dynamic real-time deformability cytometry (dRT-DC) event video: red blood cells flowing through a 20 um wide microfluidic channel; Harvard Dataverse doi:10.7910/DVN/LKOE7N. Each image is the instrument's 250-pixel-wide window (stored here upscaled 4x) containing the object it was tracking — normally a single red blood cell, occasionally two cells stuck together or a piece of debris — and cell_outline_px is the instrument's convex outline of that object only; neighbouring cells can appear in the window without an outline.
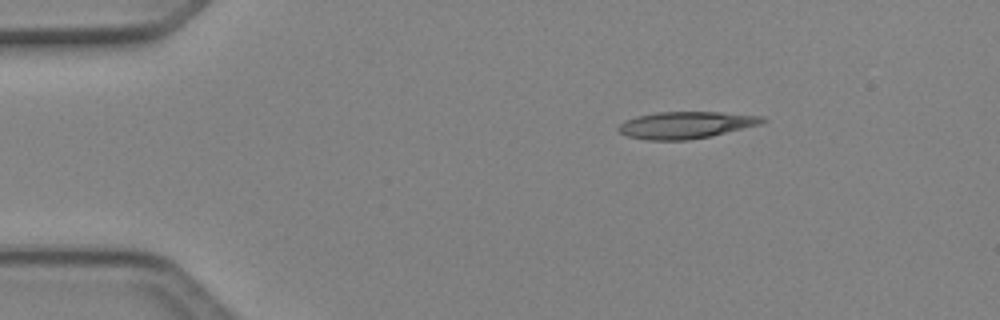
{"species": "Egyptian fruit bat (a non-hibernating species)", "species_latin": "Rousettus aegyptiacus", "temperature_condition": "cold", "stored_images_in_passage": 3, "camera_frame_rate_fps": 3000, "um_per_image_px": 0.085, "animal": {"sex": "female"}, "frame": {"image": 1, "passage_image": 1, "time_ms": 0.0, "image_size_px": [1000, 320], "cell_outline_px": [[768, 120], [760, 124], [712, 136], [688, 140], [648, 140], [628, 136], [620, 132], [616, 128], [624, 120], [636, 116], [656, 112], [720, 112], [764, 116]], "centroid_in_image_um": [58.3, 10.62], "position_along_channel_um": 26.7, "area_um2": 22.66}}
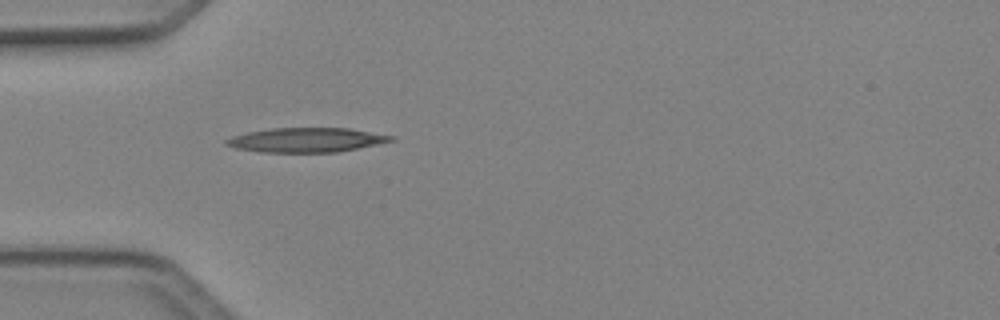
{"frame": {"image": 2, "passage_image": 3, "time_ms": 0.667, "image_size_px": [1000, 320], "cell_outline_px": [[396, 140], [336, 152], [260, 152], [236, 148], [224, 144], [224, 140], [232, 136], [248, 132], [272, 128], [348, 128], [396, 136]], "centroid_in_image_um": [26.03, 11.89], "position_along_channel_um": 59.0, "area_um2": 23.35}}